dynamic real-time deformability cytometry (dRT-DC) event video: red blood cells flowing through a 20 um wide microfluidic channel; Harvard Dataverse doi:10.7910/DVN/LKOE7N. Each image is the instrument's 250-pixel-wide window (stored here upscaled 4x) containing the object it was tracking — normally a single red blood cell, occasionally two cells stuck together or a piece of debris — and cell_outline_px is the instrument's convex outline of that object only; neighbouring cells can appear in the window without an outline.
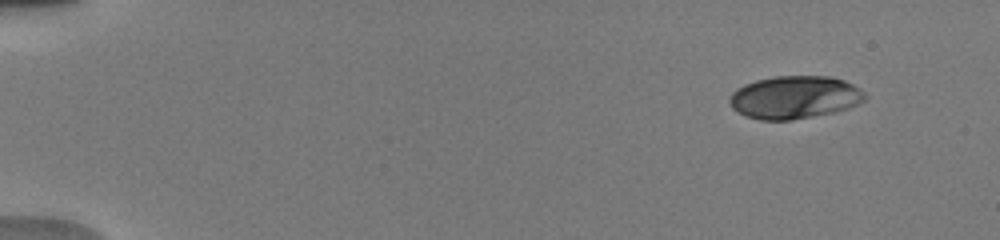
{"species": "human", "species_latin": "Homo sapiens", "temperature_condition": "warm", "stored_images_in_passage": 37, "camera_frame_rate_fps": 3000, "um_per_image_px": 0.085, "donor": {"sex": "male"}, "frame": {"image": 1, "passage_image": 5, "time_ms": 1.667, "image_size_px": [1000, 240], "cell_outline_px": [[868, 96], [860, 104], [848, 108], [832, 112], [792, 120], [760, 120], [744, 116], [736, 112], [732, 108], [728, 100], [732, 92], [736, 88], [744, 84], [756, 80], [776, 76], [832, 76], [844, 80], [860, 88]], "centroid_in_image_um": [67.53, 8.27], "position_along_channel_um": 17.5, "area_um2": 34.1}}
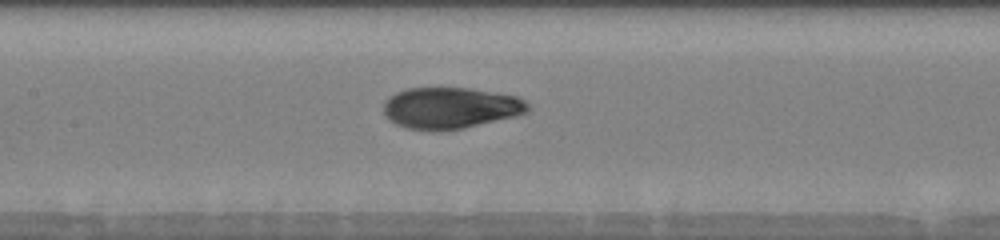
{"frame": {"image": 2, "passage_image": 21, "time_ms": 9.0, "image_size_px": [1000, 240], "cell_outline_px": [[528, 112], [516, 116], [464, 128], [404, 128], [388, 120], [384, 112], [384, 100], [388, 96], [396, 92], [408, 88], [468, 88], [516, 96], [524, 100], [528, 104]], "centroid_in_image_um": [38.27, 9.15], "position_along_channel_um": 169.1, "area_um2": 34.16}}
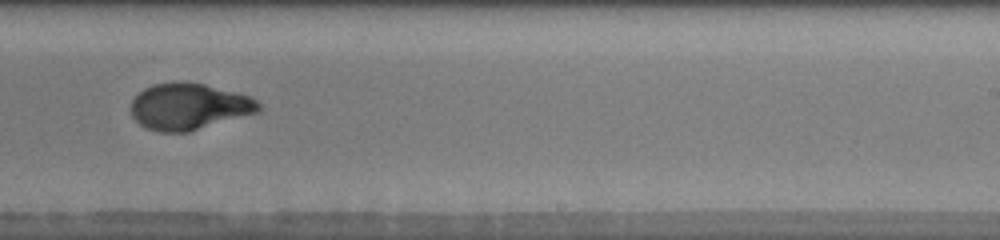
{"frame": {"image": 3, "passage_image": 27, "time_ms": 11.667, "image_size_px": [1000, 240], "cell_outline_px": [[260, 112], [188, 132], [160, 132], [148, 128], [140, 124], [132, 116], [128, 108], [132, 100], [144, 88], [152, 84], [180, 80], [204, 84], [252, 96], [260, 104]], "centroid_in_image_um": [16.05, 9.04], "position_along_channel_um": 272.9, "area_um2": 34.97}, "authors_computed_cell_mechanics": {"area_um2": 34.2176, "velocity_mm_per_s": 3.9176, "shape_relaxation_time_tau1_ms": 5.7926, "shape_relaxation_time_tau2_ms": null, "deformation_change_tau1": 0.2187, "deformation_change_tau2": null}}